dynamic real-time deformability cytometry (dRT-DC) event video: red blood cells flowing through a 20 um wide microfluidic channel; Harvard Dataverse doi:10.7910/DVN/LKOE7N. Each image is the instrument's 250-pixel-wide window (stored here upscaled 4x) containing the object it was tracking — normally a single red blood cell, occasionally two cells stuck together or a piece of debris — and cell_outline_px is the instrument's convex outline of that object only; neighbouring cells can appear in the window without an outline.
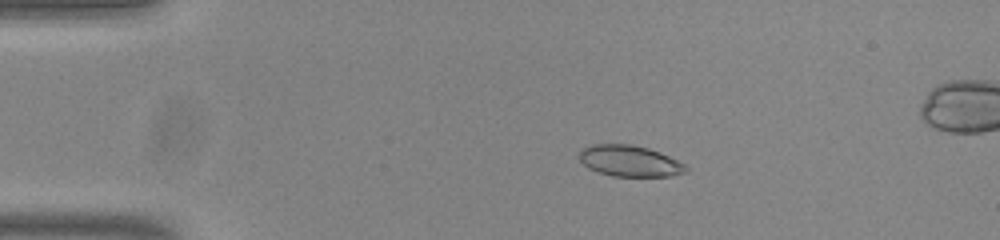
{"species": "common noctule bat (a hibernating species)", "species_latin": "Nyctalus noctula", "temperature_condition": "room temperature", "stored_images_in_passage": 54, "camera_frame_rate_fps": 3000, "um_per_image_px": 0.085, "animal": {"sex": "male", "body_mass_g": 20.0, "forearm_length_mm": 53.3}, "frame": {"image": 1, "passage_image": 11, "time_ms": 3.333, "image_size_px": [1000, 240], "cell_outline_px": [[688, 172], [672, 176], [612, 176], [588, 168], [576, 156], [584, 148], [592, 144], [632, 144], [648, 148], [660, 152], [684, 164], [688, 168]], "centroid_in_image_um": [53.52, 13.68], "position_along_channel_um": 31.5, "area_um2": 19.36}}
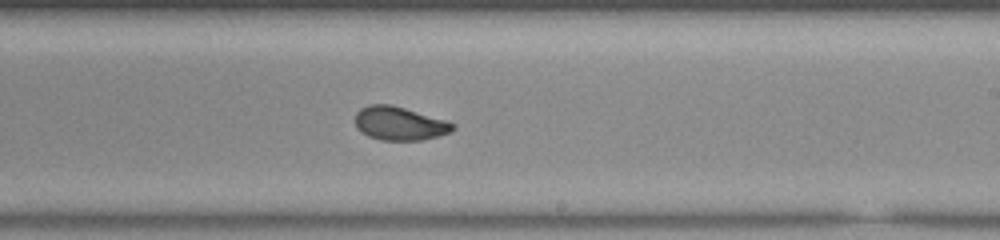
{"frame": {"image": 2, "passage_image": 33, "time_ms": 10.667, "image_size_px": [1000, 240], "cell_outline_px": [[456, 128], [452, 132], [420, 140], [380, 140], [368, 136], [356, 128], [356, 112], [360, 108], [368, 104], [392, 104], [448, 120], [456, 124]], "centroid_in_image_um": [33.98, 10.48], "position_along_channel_um": 255.0, "area_um2": 19.36}}
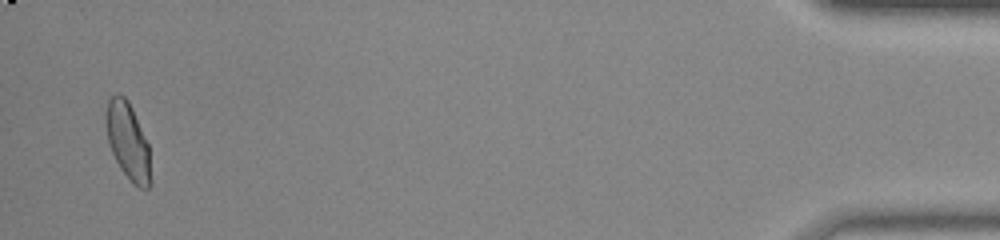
{"frame": {"image": 3, "passage_image": 53, "time_ms": 17.333, "image_size_px": [1000, 240], "cell_outline_px": [[152, 180], [148, 188], [140, 188], [132, 184], [120, 168], [112, 152], [108, 140], [104, 120], [104, 116], [108, 100], [116, 92], [124, 96], [128, 100], [132, 108], [148, 144]], "centroid_in_image_um": [10.86, 12.0], "position_along_channel_um": 424.3, "area_um2": 20.23}}